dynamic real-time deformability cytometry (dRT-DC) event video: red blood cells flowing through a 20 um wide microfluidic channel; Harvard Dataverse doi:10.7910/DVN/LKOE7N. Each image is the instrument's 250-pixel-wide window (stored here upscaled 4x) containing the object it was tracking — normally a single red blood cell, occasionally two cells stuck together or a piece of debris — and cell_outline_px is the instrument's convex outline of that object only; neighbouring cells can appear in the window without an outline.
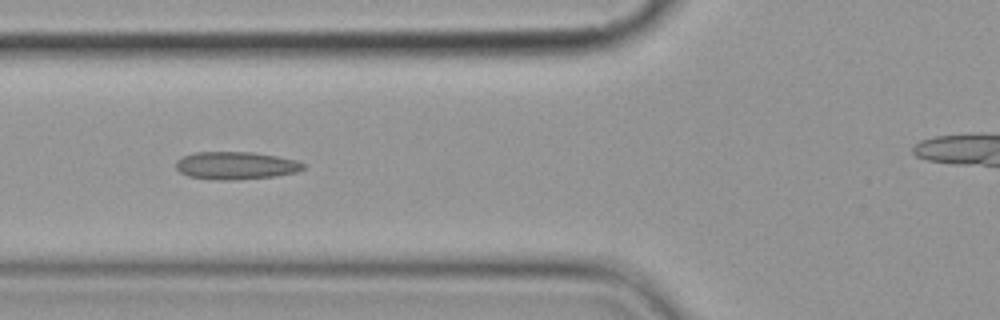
{"species": "common noctule bat (a hibernating species)", "species_latin": "Nyctalus noctula", "temperature_condition": "cold", "stored_images_in_passage": 9, "camera_frame_rate_fps": 3000, "um_per_image_px": 0.085, "animal": {"sex": "female", "body_mass_g": 19.9}, "frame": {"image": 1, "passage_image": 6, "time_ms": 6.0, "image_size_px": [1000, 320], "cell_outline_px": [[304, 168], [296, 172], [276, 176], [236, 180], [220, 180], [188, 176], [180, 172], [176, 168], [176, 160], [184, 156], [196, 152], [252, 152], [276, 156], [296, 160], [304, 164]], "centroid_in_image_um": [20.04, 14.07], "position_along_channel_um": 105.8, "area_um2": 20.46}}
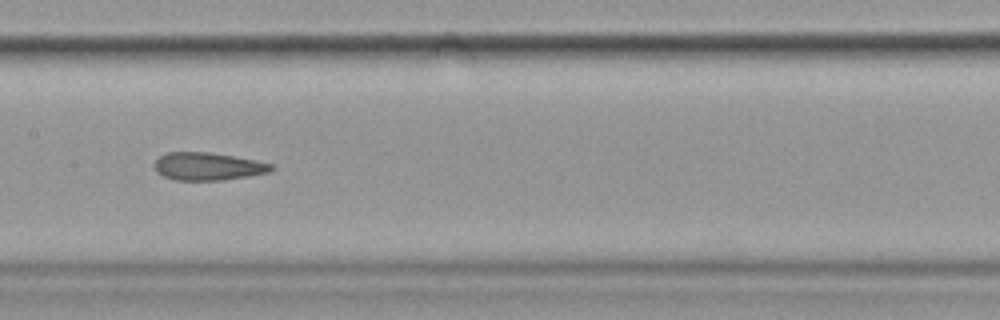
{"frame": {"image": 2, "passage_image": 8, "time_ms": 8.333, "image_size_px": [1000, 320], "cell_outline_px": [[276, 168], [268, 172], [248, 176], [224, 180], [176, 180], [164, 176], [156, 172], [152, 164], [160, 156], [168, 152], [208, 152], [256, 160], [272, 164]], "centroid_in_image_um": [17.65, 14.14], "position_along_channel_um": 189.7, "area_um2": 18.9}}
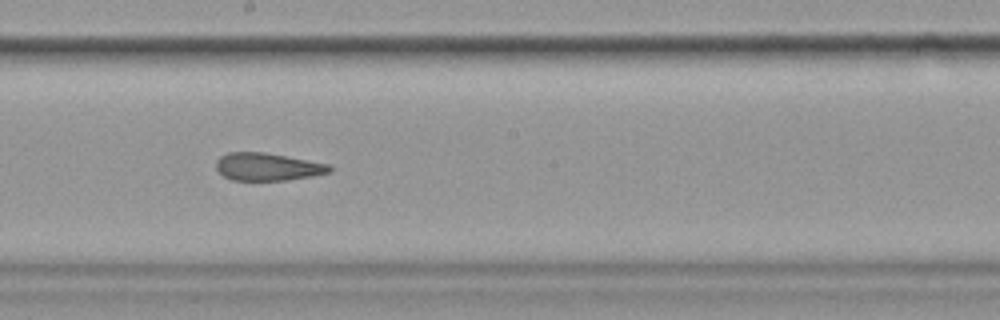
{"frame": {"image": 3, "passage_image": 9, "time_ms": 9.333, "image_size_px": [1000, 320], "cell_outline_px": [[332, 172], [312, 176], [288, 180], [232, 180], [224, 176], [216, 168], [216, 160], [220, 156], [228, 152], [264, 152], [328, 164], [332, 168]], "centroid_in_image_um": [22.73, 14.18], "position_along_channel_um": 225.5, "area_um2": 18.21}}